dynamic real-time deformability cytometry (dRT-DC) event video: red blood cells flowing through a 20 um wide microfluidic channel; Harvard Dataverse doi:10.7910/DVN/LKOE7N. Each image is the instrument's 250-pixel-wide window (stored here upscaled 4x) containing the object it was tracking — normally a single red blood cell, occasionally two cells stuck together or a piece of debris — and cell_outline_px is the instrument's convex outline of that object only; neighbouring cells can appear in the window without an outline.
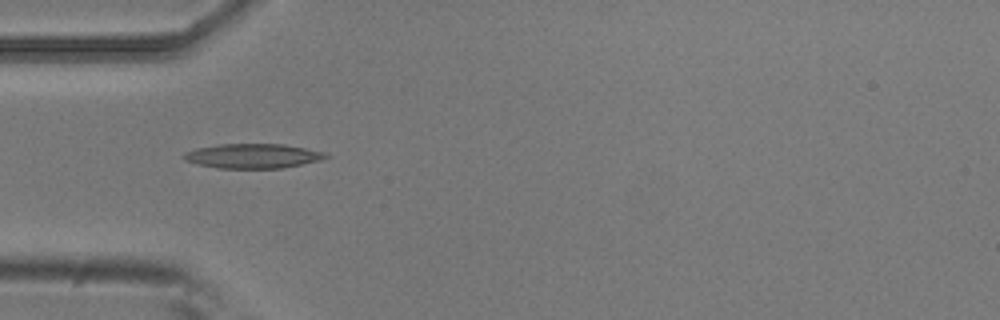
{"species": "common noctule bat (a hibernating species)", "species_latin": "Nyctalus noctula", "temperature_condition": "room temperature", "stored_images_in_passage": 7, "camera_frame_rate_fps": 3000, "um_per_image_px": 0.085, "animal": {"sex": "male", "body_mass_g": 20.5, "forearm_length_mm": 52.5}, "frame": {"image": 1, "passage_image": 5, "time_ms": 1.333, "image_size_px": [1000, 320], "cell_outline_px": [[332, 156], [320, 160], [284, 168], [216, 168], [184, 160], [180, 156], [184, 152], [196, 148], [220, 144], [284, 144], [324, 152]], "centroid_in_image_um": [21.48, 13.25], "position_along_channel_um": 63.5, "area_um2": 20.35}}
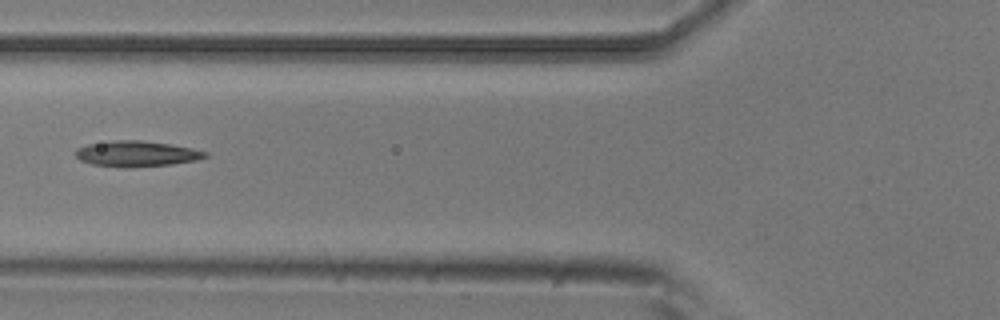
{"frame": {"image": 2, "passage_image": 6, "time_ms": 1.667, "image_size_px": [1000, 320], "cell_outline_px": [[208, 156], [196, 160], [172, 164], [128, 168], [92, 164], [80, 160], [76, 156], [76, 148], [88, 144], [116, 140], [140, 140], [168, 144], [192, 148], [208, 152]], "centroid_in_image_um": [11.61, 13.07], "position_along_channel_um": 114.2, "area_um2": 19.31}}
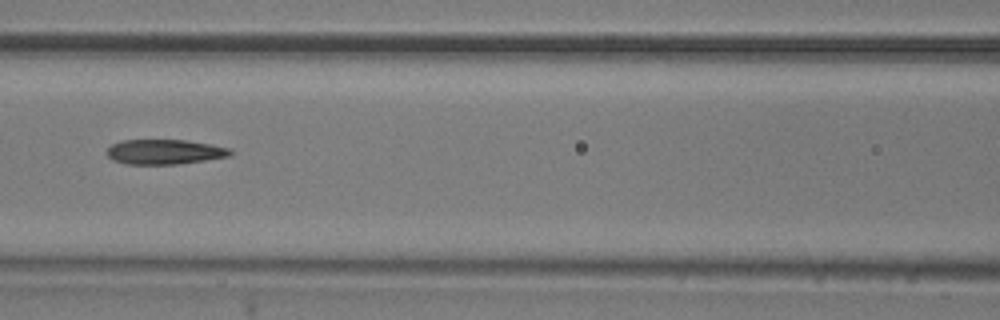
{"frame": {"image": 3, "passage_image": 7, "time_ms": 2.0, "image_size_px": [1000, 320], "cell_outline_px": [[236, 152], [232, 156], [176, 164], [128, 164], [112, 160], [108, 156], [108, 148], [112, 144], [124, 140], [184, 140], [212, 144], [228, 148]], "centroid_in_image_um": [14.04, 12.9], "position_along_channel_um": 152.6, "area_um2": 17.86}}